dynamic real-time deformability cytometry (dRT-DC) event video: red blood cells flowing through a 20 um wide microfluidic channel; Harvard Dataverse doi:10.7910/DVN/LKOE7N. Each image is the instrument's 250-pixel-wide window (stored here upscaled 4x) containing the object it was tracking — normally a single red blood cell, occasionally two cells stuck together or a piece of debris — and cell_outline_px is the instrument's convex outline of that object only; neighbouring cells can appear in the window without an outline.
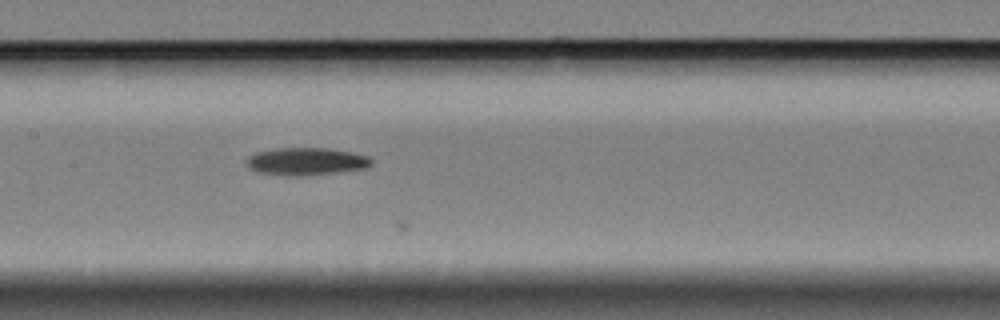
{"species": "Egyptian fruit bat (a non-hibernating species)", "species_latin": "Rousettus aegyptiacus", "temperature_condition": "cold", "stored_images_in_passage": 16, "camera_frame_rate_fps": 3000, "um_per_image_px": 0.085, "animal": {"sex": "female"}, "frame": {"image": 1, "passage_image": 14, "time_ms": 4.333, "image_size_px": [1000, 320], "cell_outline_px": [[372, 164], [364, 168], [336, 172], [284, 176], [256, 172], [248, 168], [248, 156], [256, 152], [276, 148], [328, 148], [352, 152], [368, 156], [372, 160]], "centroid_in_image_um": [25.99, 13.71], "position_along_channel_um": 181.4, "area_um2": 19.83}}